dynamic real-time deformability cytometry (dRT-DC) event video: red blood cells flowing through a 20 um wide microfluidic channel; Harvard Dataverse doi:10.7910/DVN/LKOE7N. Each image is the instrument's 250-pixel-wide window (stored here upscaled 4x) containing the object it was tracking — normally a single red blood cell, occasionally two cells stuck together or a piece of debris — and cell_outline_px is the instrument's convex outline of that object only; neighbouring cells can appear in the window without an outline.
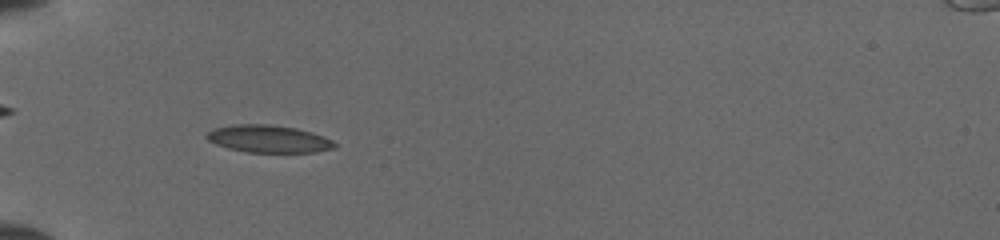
{"species": "common noctule bat (a hibernating species)", "species_latin": "Nyctalus noctula", "temperature_condition": "cold", "stored_images_in_passage": 51, "camera_frame_rate_fps": 3000, "um_per_image_px": 0.085, "animal": {"sex": "female", "body_mass_g": 19.5, "forearm_length_mm": 54.1}, "frame": {"image": 1, "passage_image": 18, "time_ms": 5.667, "image_size_px": [1000, 240], "cell_outline_px": [[336, 148], [316, 152], [248, 152], [228, 148], [216, 144], [208, 140], [204, 136], [212, 128], [232, 124], [268, 124], [296, 128], [312, 132], [324, 136], [332, 140], [336, 144]], "centroid_in_image_um": [22.82, 11.8], "position_along_channel_um": 62.2, "area_um2": 20.58}}
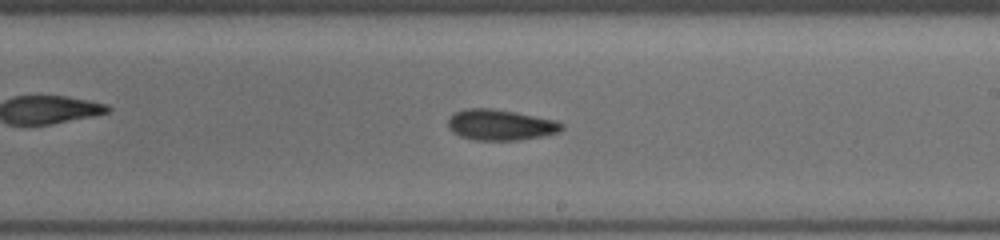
{"frame": {"image": 2, "passage_image": 32, "time_ms": 10.333, "image_size_px": [1000, 240], "cell_outline_px": [[564, 128], [560, 132], [544, 136], [520, 140], [472, 140], [460, 136], [452, 132], [448, 128], [448, 116], [464, 108], [492, 108], [516, 112], [556, 120], [564, 124]], "centroid_in_image_um": [42.54, 10.61], "position_along_channel_um": 246.5, "area_um2": 20.75}}
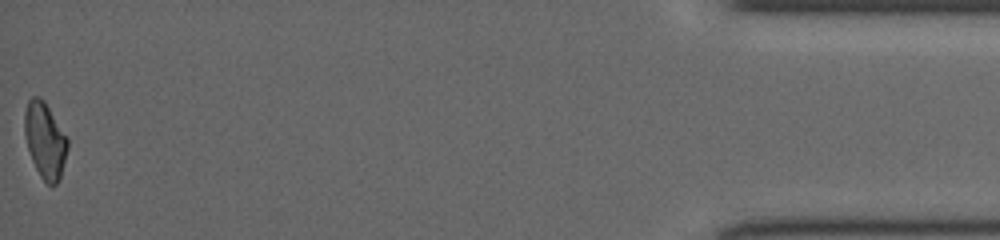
{"frame": {"image": 3, "passage_image": 51, "time_ms": 16.667, "image_size_px": [1000, 240], "cell_outline_px": [[68, 148], [60, 180], [52, 188], [40, 176], [32, 160], [28, 148], [24, 132], [24, 112], [28, 100], [32, 96], [40, 96], [44, 100], [68, 136]], "centroid_in_image_um": [3.84, 11.92], "position_along_channel_um": 431.4, "area_um2": 19.36}}